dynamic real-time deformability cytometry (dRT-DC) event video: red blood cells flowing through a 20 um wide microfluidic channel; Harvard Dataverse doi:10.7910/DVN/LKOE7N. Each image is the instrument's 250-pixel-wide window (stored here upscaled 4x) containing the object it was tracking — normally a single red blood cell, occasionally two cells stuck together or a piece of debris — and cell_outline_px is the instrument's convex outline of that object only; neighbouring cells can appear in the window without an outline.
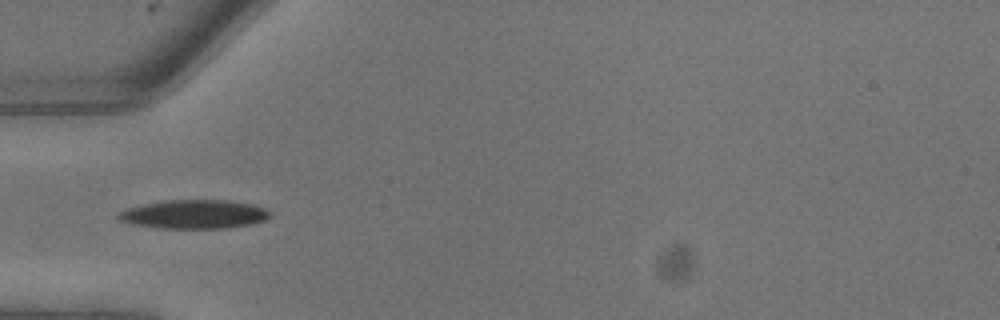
{"species": "common noctule bat (a hibernating species)", "species_latin": "Nyctalus noctula", "temperature_condition": "warm", "stored_images_in_passage": 5, "camera_frame_rate_fps": 3000, "um_per_image_px": 0.085, "animal": {"sex": "male", "body_mass_g": 13.3}, "frame": {"image": 1, "passage_image": 4, "time_ms": 1.0, "image_size_px": [1000, 320], "cell_outline_px": [[272, 216], [264, 220], [252, 224], [228, 228], [156, 228], [132, 224], [116, 220], [116, 216], [120, 212], [128, 208], [144, 204], [168, 200], [228, 200], [252, 204], [264, 208], [272, 212]], "centroid_in_image_um": [16.51, 18.22], "position_along_channel_um": 68.5, "area_um2": 25.61}}